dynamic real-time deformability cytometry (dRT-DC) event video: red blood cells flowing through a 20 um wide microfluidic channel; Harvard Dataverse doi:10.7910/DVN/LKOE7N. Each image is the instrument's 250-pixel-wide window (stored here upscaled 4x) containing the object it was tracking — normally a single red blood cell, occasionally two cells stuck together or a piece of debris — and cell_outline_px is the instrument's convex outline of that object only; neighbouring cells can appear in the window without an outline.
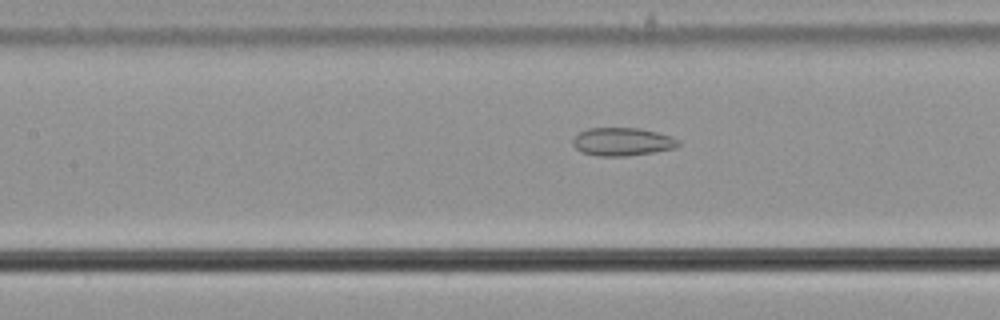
{"species": "common noctule bat (a hibernating species)", "species_latin": "Nyctalus noctula", "temperature_condition": "cold", "stored_images_in_passage": 41, "camera_frame_rate_fps": 3000, "um_per_image_px": 0.085, "animal": {"sex": "male", "body_mass_g": 21.5, "forearm_length_mm": 52.0}, "frame": {"image": 1, "passage_image": 11, "time_ms": 3.333, "image_size_px": [1000, 320], "cell_outline_px": [[680, 144], [676, 148], [628, 156], [596, 156], [580, 152], [572, 144], [572, 140], [580, 132], [588, 128], [640, 128], [672, 136], [680, 140]], "centroid_in_image_um": [52.9, 12.05], "position_along_channel_um": 154.5, "area_um2": 17.4}}
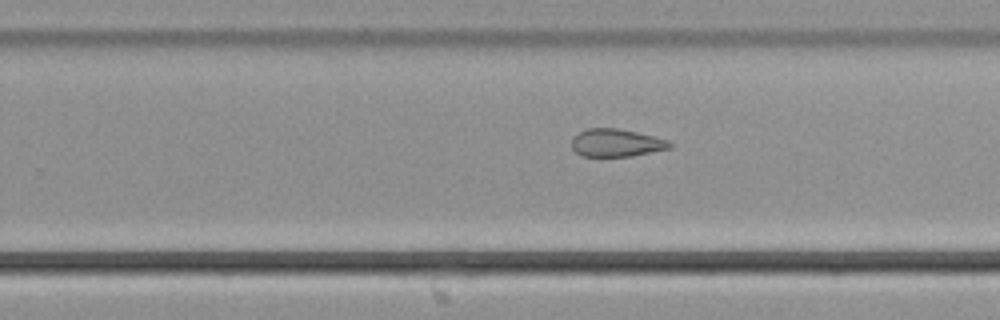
{"frame": {"image": 2, "passage_image": 21, "time_ms": 6.667, "image_size_px": [1000, 320], "cell_outline_px": [[676, 144], [672, 148], [632, 156], [580, 156], [572, 148], [572, 140], [580, 132], [588, 128], [616, 128], [636, 132], [668, 140]], "centroid_in_image_um": [52.43, 12.15], "position_along_channel_um": 277.4, "area_um2": 15.84}}
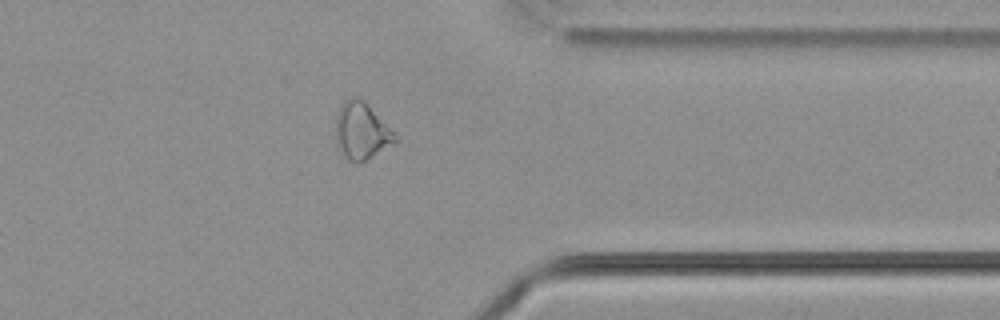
{"frame": {"image": 3, "passage_image": 30, "time_ms": 9.667, "image_size_px": [1000, 320], "cell_outline_px": [[396, 140], [360, 164], [356, 164], [348, 160], [336, 144], [336, 116], [340, 104], [344, 100], [352, 96], [360, 96], [368, 104], [396, 136]], "centroid_in_image_um": [30.66, 11.1], "position_along_channel_um": 380.7, "area_um2": 19.42}, "authors_computed_cell_mechanics": {"area_um2": 18.207, "velocity_mm_per_s": 3.7083, "shape_relaxation_time_tau1_ms": null, "shape_relaxation_time_tau2_ms": 4.2695, "deformation_change_tau1": null, "deformation_change_tau2": 0.1262}}